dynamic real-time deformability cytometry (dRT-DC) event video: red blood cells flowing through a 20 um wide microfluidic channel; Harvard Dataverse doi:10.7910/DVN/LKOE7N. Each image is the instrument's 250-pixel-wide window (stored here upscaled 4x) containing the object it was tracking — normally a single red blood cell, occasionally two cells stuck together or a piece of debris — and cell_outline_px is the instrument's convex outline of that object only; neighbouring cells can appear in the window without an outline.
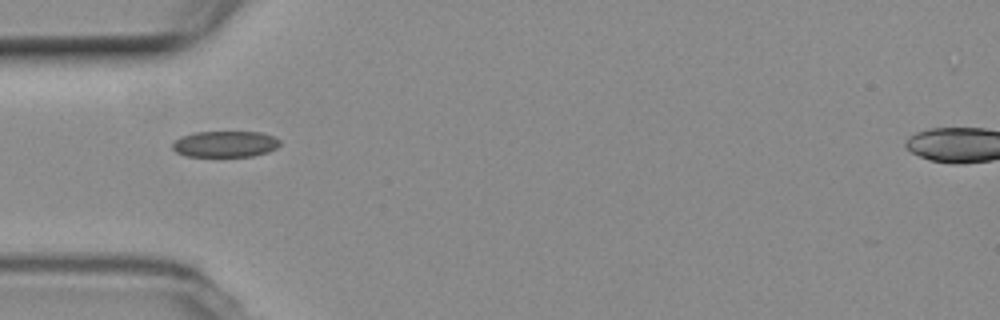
{"species": "common noctule bat (a hibernating species)", "species_latin": "Nyctalus noctula", "temperature_condition": "room temperature", "stored_images_in_passage": 41, "camera_frame_rate_fps": 3000, "um_per_image_px": 0.085, "animal": {"sex": "female", "body_mass_g": 19.3, "forearm_length_mm": 54.1}, "frame": {"image": 1, "passage_image": 1, "time_ms": 0.0, "image_size_px": [1000, 320], "cell_outline_px": [[280, 144], [276, 148], [268, 152], [252, 156], [188, 156], [176, 152], [172, 148], [172, 144], [176, 140], [184, 136], [196, 132], [260, 132], [272, 136], [280, 140]], "centroid_in_image_um": [19.16, 12.24], "position_along_channel_um": 65.8, "area_um2": 16.18}}
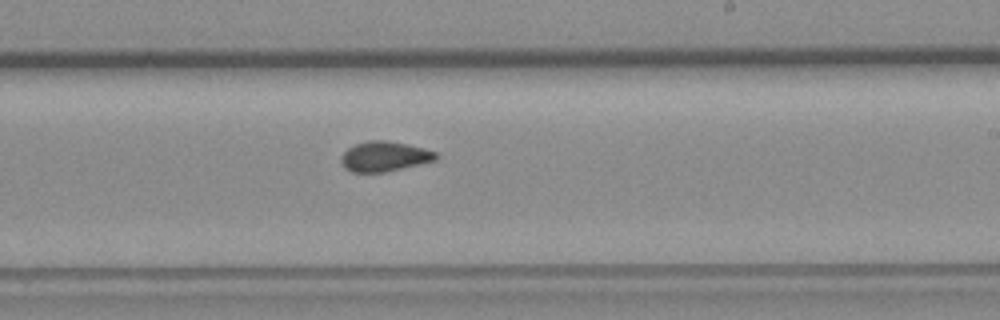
{"frame": {"image": 2, "passage_image": 17, "time_ms": 5.333, "image_size_px": [1000, 320], "cell_outline_px": [[440, 156], [436, 160], [384, 172], [352, 172], [344, 168], [340, 160], [340, 156], [348, 148], [356, 144], [368, 140], [388, 140], [408, 144], [424, 148], [436, 152]], "centroid_in_image_um": [32.67, 13.29], "position_along_channel_um": 256.3, "area_um2": 16.65}}
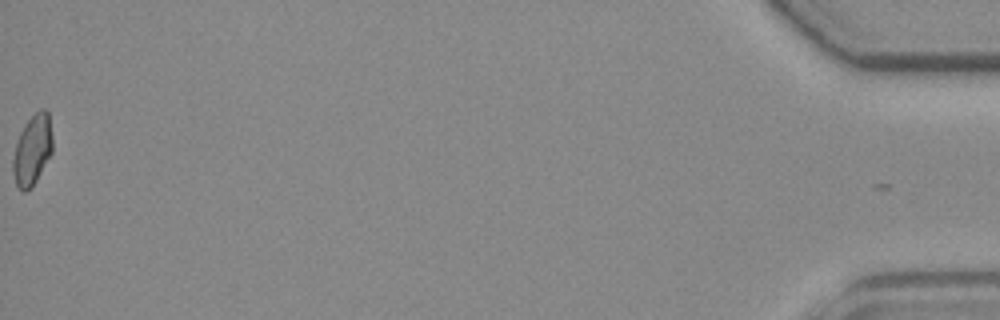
{"frame": {"image": 3, "passage_image": 41, "time_ms": 13.333, "image_size_px": [1000, 320], "cell_outline_px": [[52, 152], [36, 180], [24, 192], [16, 184], [12, 172], [12, 160], [16, 144], [20, 132], [24, 124], [40, 108], [44, 108], [48, 112], [52, 136]], "centroid_in_image_um": [2.74, 12.71], "position_along_channel_um": 432.5, "area_um2": 15.95}, "authors_computed_cell_mechanics": {"area_um2": 16.3574, "velocity_mm_per_s": 3.5723, "shape_relaxation_time_tau1_ms": null, "shape_relaxation_time_tau2_ms": 0.7501, "deformation_change_tau1": null, "deformation_change_tau2": 0.0465}}